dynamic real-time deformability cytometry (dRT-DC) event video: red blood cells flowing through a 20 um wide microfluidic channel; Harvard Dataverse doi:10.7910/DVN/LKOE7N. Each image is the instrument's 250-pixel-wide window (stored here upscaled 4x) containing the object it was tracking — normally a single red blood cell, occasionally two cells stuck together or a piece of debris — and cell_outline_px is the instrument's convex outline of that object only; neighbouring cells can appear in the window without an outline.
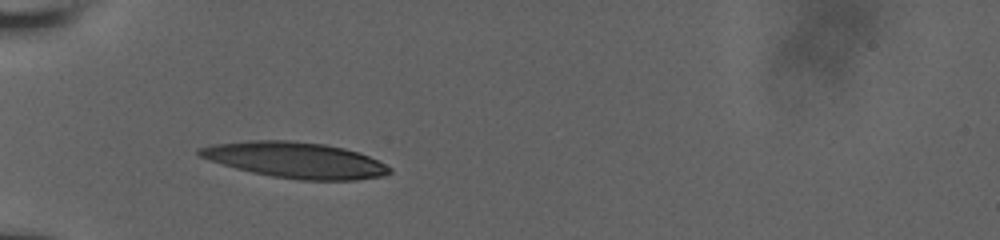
{"species": "human", "species_latin": "Homo sapiens", "temperature_condition": "room temperature", "stored_images_in_passage": 8, "camera_frame_rate_fps": 3000, "um_per_image_px": 0.085, "donor": {"sex": "male"}, "frame": {"image": 1, "passage_image": 4, "time_ms": 1.333, "image_size_px": [1000, 240], "cell_outline_px": [[392, 172], [384, 176], [356, 180], [300, 180], [272, 176], [252, 172], [236, 168], [208, 160], [200, 156], [196, 152], [196, 148], [212, 144], [248, 140], [288, 140], [324, 144], [344, 148], [368, 156], [392, 168]], "centroid_in_image_um": [25.08, 13.6], "position_along_channel_um": 59.9, "area_um2": 39.71}}
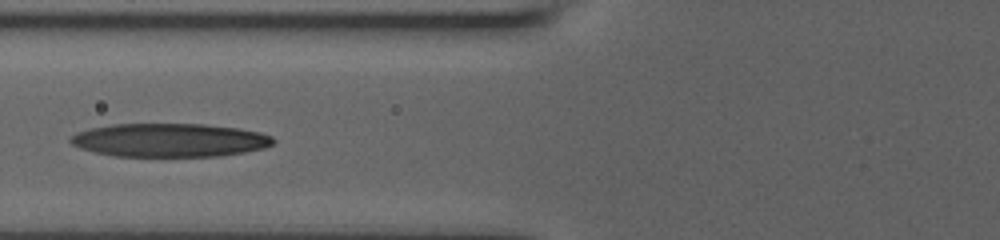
{"frame": {"image": 2, "passage_image": 6, "time_ms": 3.0, "image_size_px": [1000, 240], "cell_outline_px": [[276, 140], [272, 144], [264, 148], [244, 152], [220, 156], [112, 156], [80, 148], [72, 144], [68, 140], [76, 132], [88, 128], [112, 124], [204, 124], [236, 128], [260, 132], [272, 136]], "centroid_in_image_um": [14.4, 11.91], "position_along_channel_um": 111.4, "area_um2": 39.65}}
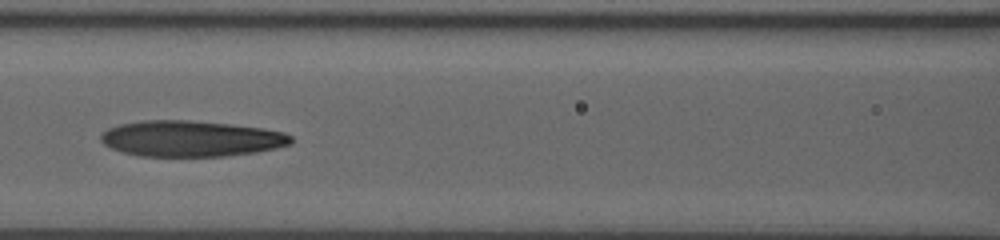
{"frame": {"image": 3, "passage_image": 7, "time_ms": 4.0, "image_size_px": [1000, 240], "cell_outline_px": [[292, 144], [276, 148], [256, 152], [224, 156], [140, 156], [124, 152], [112, 148], [104, 144], [100, 140], [100, 136], [108, 128], [120, 124], [144, 120], [188, 120], [232, 124], [260, 128], [284, 132], [292, 136]], "centroid_in_image_um": [16.24, 11.78], "position_along_channel_um": 150.4, "area_um2": 39.77}}